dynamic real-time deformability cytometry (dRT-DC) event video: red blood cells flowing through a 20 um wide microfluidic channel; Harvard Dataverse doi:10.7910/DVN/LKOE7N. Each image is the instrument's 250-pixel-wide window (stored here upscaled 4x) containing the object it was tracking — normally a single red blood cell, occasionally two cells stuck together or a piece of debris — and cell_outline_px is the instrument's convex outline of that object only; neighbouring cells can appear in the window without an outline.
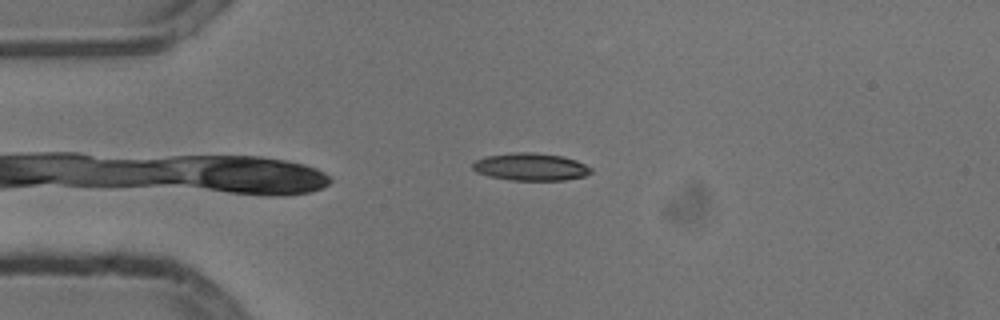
{"species": "common noctule bat (a hibernating species)", "species_latin": "Nyctalus noctula", "temperature_condition": "cold", "stored_images_in_passage": 38, "camera_frame_rate_fps": 3000, "um_per_image_px": 0.085, "animal": {"sex": "male", "body_mass_g": 13.3}, "frame": {"image": 1, "passage_image": 3, "time_ms": 0.667, "image_size_px": [1000, 320], "cell_outline_px": [[592, 172], [584, 176], [564, 180], [512, 180], [488, 176], [476, 172], [472, 168], [472, 164], [476, 160], [484, 156], [512, 152], [532, 152], [560, 156], [576, 160], [592, 168]], "centroid_in_image_um": [45.07, 14.18], "position_along_channel_um": 39.9, "area_um2": 18.96}}
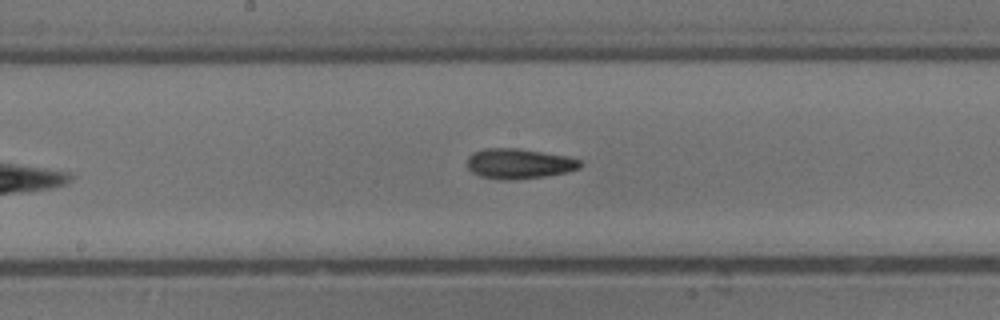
{"frame": {"image": 2, "passage_image": 18, "time_ms": 5.667, "image_size_px": [1000, 320], "cell_outline_px": [[580, 168], [564, 172], [544, 176], [504, 180], [480, 176], [472, 172], [468, 168], [468, 156], [472, 152], [484, 148], [516, 148], [568, 156], [580, 160]], "centroid_in_image_um": [44.07, 13.89], "position_along_channel_um": 204.1, "area_um2": 19.59}}
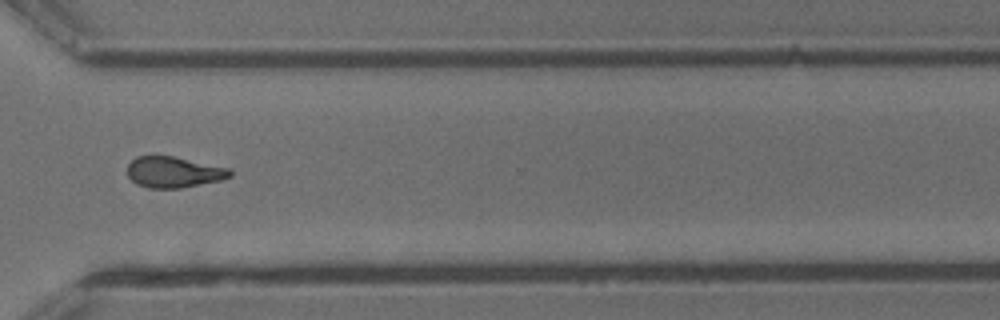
{"frame": {"image": 3, "passage_image": 30, "time_ms": 9.667, "image_size_px": [1000, 320], "cell_outline_px": [[232, 176], [220, 180], [180, 188], [148, 188], [136, 184], [128, 176], [128, 164], [136, 156], [172, 156], [228, 168], [232, 172]], "centroid_in_image_um": [14.74, 14.63], "position_along_channel_um": 355.9, "area_um2": 18.32}, "authors_computed_cell_mechanics": {"area_um2": 19.4497, "velocity_mm_per_s": 3.8139, "shape_relaxation_time_tau1_ms": 4.7031, "shape_relaxation_time_tau2_ms": 4.2072, "deformation_change_tau1": 0.1528, "deformation_change_tau2": 0.1311}}